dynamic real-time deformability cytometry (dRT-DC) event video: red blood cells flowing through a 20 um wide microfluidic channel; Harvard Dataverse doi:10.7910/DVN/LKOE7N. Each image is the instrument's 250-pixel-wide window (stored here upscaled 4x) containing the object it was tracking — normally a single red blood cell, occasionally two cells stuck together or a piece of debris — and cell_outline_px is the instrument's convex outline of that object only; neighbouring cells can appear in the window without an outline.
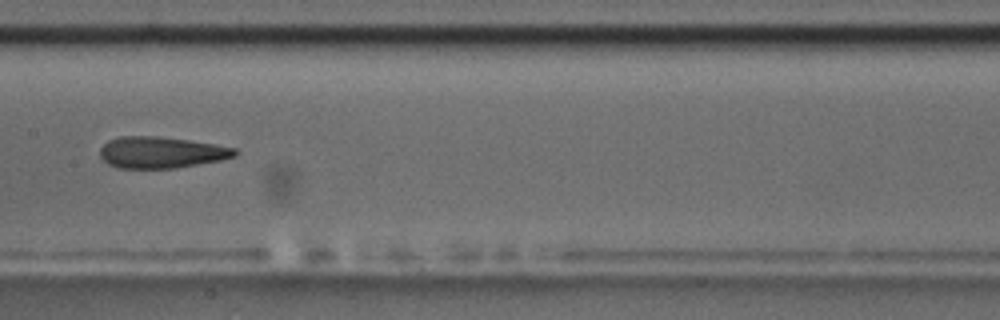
{"species": "common noctule bat (a hibernating species)", "species_latin": "Nyctalus noctula", "temperature_condition": "room temperature", "stored_images_in_passage": 39, "camera_frame_rate_fps": 3000, "um_per_image_px": 0.085, "animal": {"sex": "male", "body_mass_g": 17.5, "forearm_length_mm": 52.3}, "frame": {"image": 1, "passage_image": 12, "time_ms": 3.667, "image_size_px": [1000, 320], "cell_outline_px": [[240, 152], [236, 156], [220, 160], [176, 168], [116, 168], [108, 164], [100, 156], [100, 148], [108, 140], [120, 136], [156, 136], [188, 140], [216, 144], [236, 148]], "centroid_in_image_um": [13.71, 12.95], "position_along_channel_um": 193.7, "area_um2": 24.8}, "authors_computed_cell_mechanics": {"area_um2": 25.143, "velocity_mm_per_s": 3.6737, "shape_relaxation_time_tau1_ms": null, "shape_relaxation_time_tau2_ms": 4.6377, "deformation_change_tau1": null, "deformation_change_tau2": 0.1535}}